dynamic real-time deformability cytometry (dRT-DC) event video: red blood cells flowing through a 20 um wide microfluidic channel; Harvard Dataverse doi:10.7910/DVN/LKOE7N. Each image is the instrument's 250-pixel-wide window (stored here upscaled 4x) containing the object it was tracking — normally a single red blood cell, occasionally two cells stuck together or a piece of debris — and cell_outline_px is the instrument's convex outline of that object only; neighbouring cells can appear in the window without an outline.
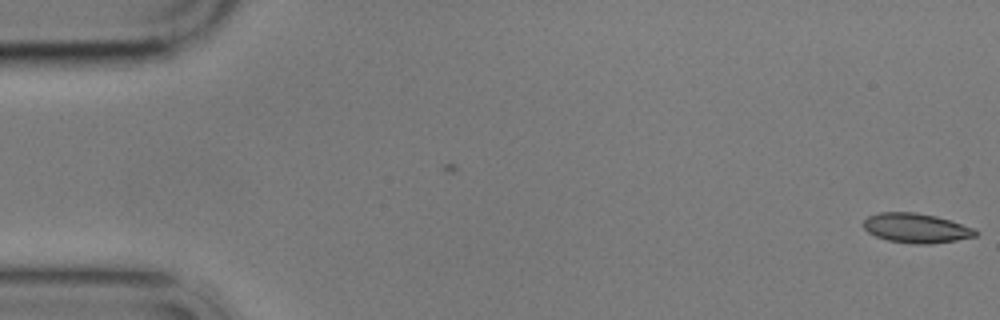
{"species": "common noctule bat (a hibernating species)", "species_latin": "Nyctalus noctula", "temperature_condition": "cold", "stored_images_in_passage": 2, "camera_frame_rate_fps": 3000, "um_per_image_px": 0.085, "animal": {"sex": "male", "body_mass_g": 17.9}, "frame": {"image": 1, "passage_image": 2, "time_ms": 1.0, "image_size_px": [1000, 320], "cell_outline_px": [[980, 232], [976, 236], [956, 240], [928, 244], [912, 244], [888, 240], [876, 236], [868, 232], [864, 228], [864, 220], [868, 216], [880, 212], [916, 212], [936, 216], [976, 228]], "centroid_in_image_um": [77.9, 19.38], "position_along_channel_um": 7.1, "area_um2": 19.36}}